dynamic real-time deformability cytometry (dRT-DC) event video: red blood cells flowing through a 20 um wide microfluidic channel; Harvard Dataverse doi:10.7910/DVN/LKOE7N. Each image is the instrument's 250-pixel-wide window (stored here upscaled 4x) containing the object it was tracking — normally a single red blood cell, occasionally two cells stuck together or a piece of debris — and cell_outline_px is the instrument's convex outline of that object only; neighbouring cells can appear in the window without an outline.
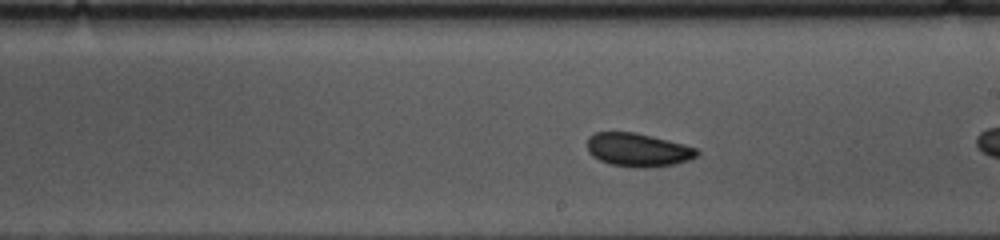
{"species": "common noctule bat (a hibernating species)", "species_latin": "Nyctalus noctula", "temperature_condition": "cold", "stored_images_in_passage": 27, "camera_frame_rate_fps": 3000, "um_per_image_px": 0.085, "animal": {"sex": "female", "body_mass_g": 10.0, "forearm_length_mm": 53.1}, "frame": {"image": 1, "passage_image": 12, "time_ms": 3.667, "image_size_px": [1000, 240], "cell_outline_px": [[700, 152], [696, 156], [688, 160], [672, 164], [648, 168], [636, 168], [608, 164], [592, 156], [588, 152], [588, 136], [596, 132], [636, 132], [684, 144], [696, 148]], "centroid_in_image_um": [54.2, 12.74], "position_along_channel_um": 234.8, "area_um2": 21.44}}
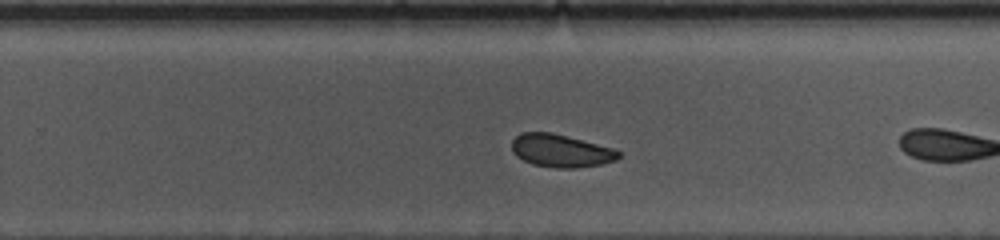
{"frame": {"image": 2, "passage_image": 16, "time_ms": 5.0, "image_size_px": [1000, 240], "cell_outline_px": [[620, 156], [616, 160], [600, 164], [576, 168], [556, 168], [532, 164], [516, 156], [512, 152], [512, 140], [520, 132], [552, 132], [616, 148], [620, 152]], "centroid_in_image_um": [47.68, 12.8], "position_along_channel_um": 282.1, "area_um2": 20.63}, "authors_computed_cell_mechanics": {"area_um2": 20.9236, "velocity_mm_per_s": 3.5563, "shape_relaxation_time_tau1_ms": 0.8692, "shape_relaxation_time_tau2_ms": 1.0234, "deformation_change_tau1": 0.0556, "deformation_change_tau2": 0.0601}}